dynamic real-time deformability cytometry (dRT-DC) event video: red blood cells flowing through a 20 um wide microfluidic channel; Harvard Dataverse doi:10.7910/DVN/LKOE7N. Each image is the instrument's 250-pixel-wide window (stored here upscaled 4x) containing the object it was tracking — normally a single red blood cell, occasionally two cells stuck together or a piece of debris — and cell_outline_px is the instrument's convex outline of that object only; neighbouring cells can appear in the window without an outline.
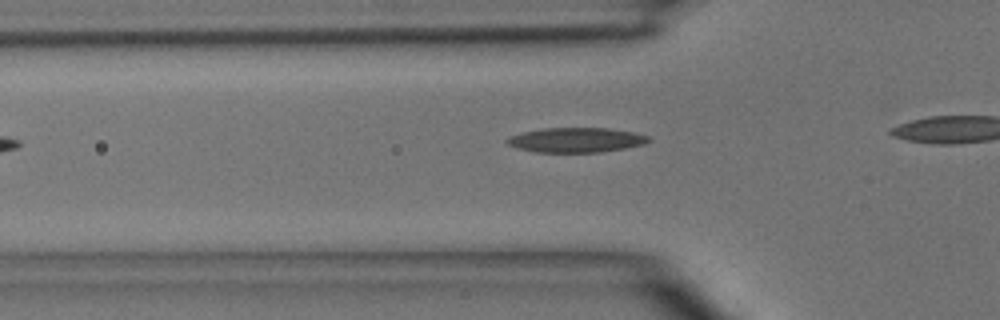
{"species": "common noctule bat (a hibernating species)", "species_latin": "Nyctalus noctula", "temperature_condition": "room temperature", "stored_images_in_passage": 6, "camera_frame_rate_fps": 3000, "um_per_image_px": 0.085, "animal": {"sex": "male", "body_mass_g": 15.6}, "frame": {"image": 1, "passage_image": 5, "time_ms": 5.667, "image_size_px": [1000, 320], "cell_outline_px": [[652, 140], [644, 144], [624, 148], [600, 152], [536, 152], [520, 148], [508, 144], [504, 140], [508, 136], [524, 132], [544, 128], [608, 128], [632, 132], [648, 136]], "centroid_in_image_um": [48.97, 11.89], "position_along_channel_um": 76.8, "area_um2": 20.23}}